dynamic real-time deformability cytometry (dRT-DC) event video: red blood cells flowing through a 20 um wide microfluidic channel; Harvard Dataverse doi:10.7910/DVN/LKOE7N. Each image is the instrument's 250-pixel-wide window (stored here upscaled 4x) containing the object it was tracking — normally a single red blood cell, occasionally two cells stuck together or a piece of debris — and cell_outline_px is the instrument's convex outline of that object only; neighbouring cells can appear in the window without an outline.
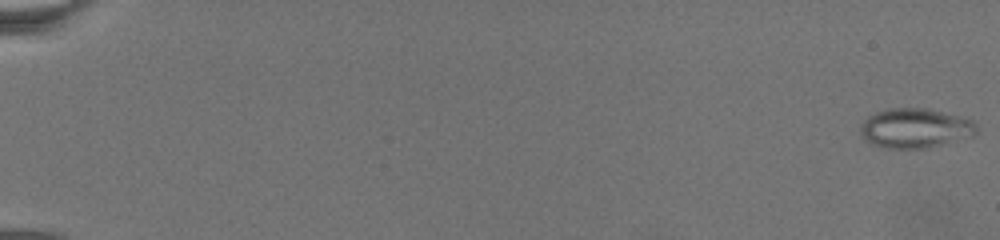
{"species": "common noctule bat (a hibernating species)", "species_latin": "Nyctalus noctula", "temperature_condition": "warm", "stored_images_in_passage": 92, "camera_frame_rate_fps": 3000, "um_per_image_px": 0.085, "animal": {"sex": "female", "body_mass_g": 19.5, "forearm_length_mm": 54.1}, "frame": {"image": 1, "passage_image": 1, "time_ms": 0.0, "image_size_px": [1000, 240], "cell_outline_px": [[976, 132], [972, 136], [924, 148], [888, 148], [872, 144], [860, 132], [860, 124], [868, 116], [876, 112], [892, 108], [928, 108], [976, 120]], "centroid_in_image_um": [77.8, 10.87], "position_along_channel_um": 7.2, "area_um2": 26.59}}
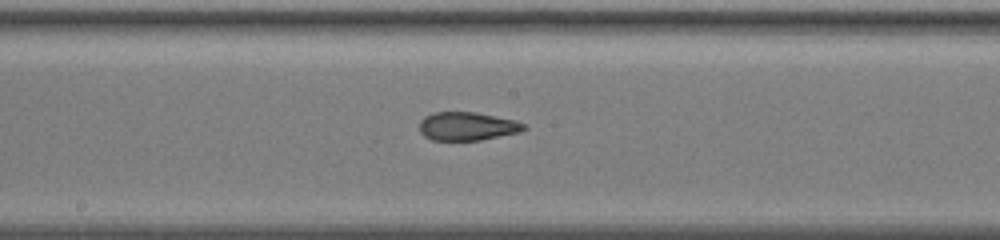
{"frame": {"image": 2, "passage_image": 49, "time_ms": 14.0, "image_size_px": [1000, 240], "cell_outline_px": [[528, 128], [520, 132], [480, 140], [432, 140], [424, 136], [420, 132], [420, 120], [424, 116], [436, 112], [476, 112], [516, 120], [528, 124]], "centroid_in_image_um": [39.75, 10.73], "position_along_channel_um": 208.4, "area_um2": 17.46}}
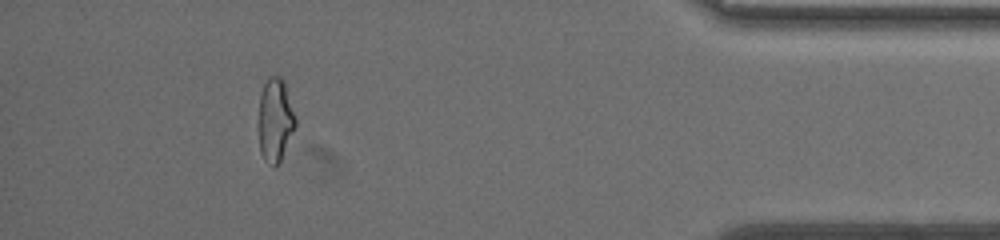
{"frame": {"image": 3, "passage_image": 80, "time_ms": 22.333, "image_size_px": [1000, 240], "cell_outline_px": [[296, 128], [276, 168], [272, 168], [264, 160], [260, 152], [260, 92], [268, 76], [280, 76], [284, 80], [296, 116]], "centroid_in_image_um": [23.42, 10.21], "position_along_channel_um": 411.8, "area_um2": 18.03}}